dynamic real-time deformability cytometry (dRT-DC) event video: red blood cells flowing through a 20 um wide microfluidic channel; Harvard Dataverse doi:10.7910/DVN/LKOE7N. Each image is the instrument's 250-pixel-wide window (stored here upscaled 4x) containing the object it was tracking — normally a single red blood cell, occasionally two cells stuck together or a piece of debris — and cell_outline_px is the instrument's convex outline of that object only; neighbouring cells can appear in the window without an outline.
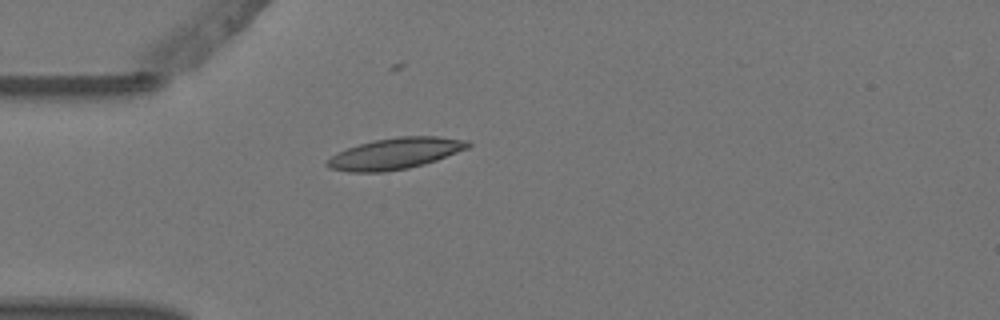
{"species": "Egyptian fruit bat (a non-hibernating species)", "species_latin": "Rousettus aegyptiacus", "temperature_condition": "warm", "stored_images_in_passage": 2, "camera_frame_rate_fps": 3000, "um_per_image_px": 0.085, "animal": {"sex": "female"}, "frame": {"image": 1, "passage_image": 2, "time_ms": 0.333, "image_size_px": [1000, 320], "cell_outline_px": [[472, 144], [468, 148], [436, 160], [424, 164], [408, 168], [384, 172], [348, 172], [328, 168], [324, 164], [324, 160], [348, 148], [360, 144], [376, 140], [396, 136], [436, 136], [468, 140]], "centroid_in_image_um": [33.58, 13.05], "position_along_channel_um": 51.4, "area_um2": 25.61}}